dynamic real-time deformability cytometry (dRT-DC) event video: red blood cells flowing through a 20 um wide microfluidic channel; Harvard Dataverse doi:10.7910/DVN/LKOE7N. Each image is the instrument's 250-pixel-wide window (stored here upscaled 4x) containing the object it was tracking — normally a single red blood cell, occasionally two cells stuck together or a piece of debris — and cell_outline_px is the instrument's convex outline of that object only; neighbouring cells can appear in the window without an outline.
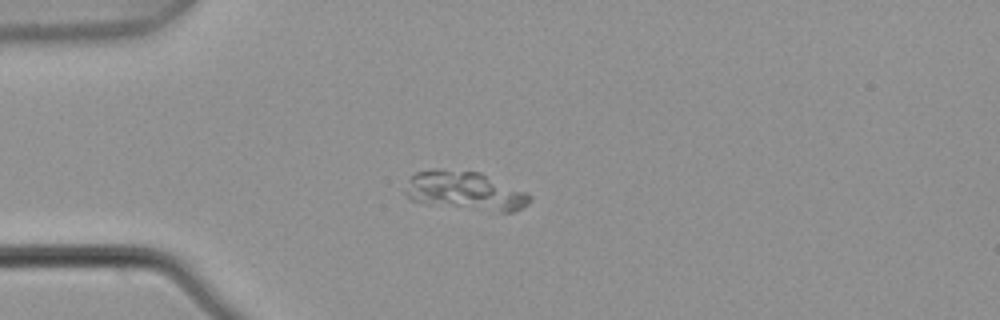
{"species": "common noctule bat (a hibernating species)", "species_latin": "Nyctalus noctula", "temperature_condition": "warm", "stored_images_in_passage": 4, "camera_frame_rate_fps": 3000, "um_per_image_px": 0.085, "animal": {"sex": "male", "body_mass_g": 21.5, "forearm_length_mm": 52.0}, "frame": {"image": 1, "passage_image": 3, "time_ms": 0.667, "image_size_px": [1000, 320], "cell_outline_px": [[532, 200], [528, 204], [512, 212], [500, 212], [412, 200], [404, 192], [408, 180], [416, 172], [432, 168], [480, 172], [528, 192], [532, 196]], "centroid_in_image_um": [39.59, 16.19], "position_along_channel_um": 45.4, "area_um2": 27.69}}